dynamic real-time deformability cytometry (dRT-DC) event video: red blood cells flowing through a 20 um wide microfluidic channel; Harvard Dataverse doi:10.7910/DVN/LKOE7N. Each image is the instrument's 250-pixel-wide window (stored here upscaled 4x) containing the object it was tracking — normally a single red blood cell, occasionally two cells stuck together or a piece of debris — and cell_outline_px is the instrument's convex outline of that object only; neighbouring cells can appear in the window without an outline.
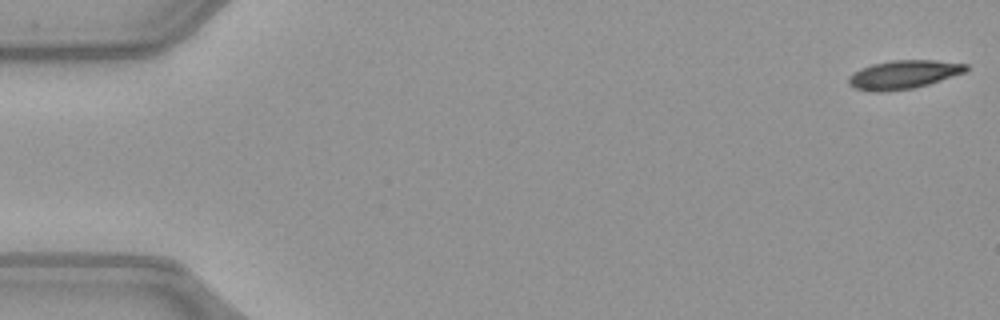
{"species": "common noctule bat (a hibernating species)", "species_latin": "Nyctalus noctula", "temperature_condition": "warm", "stored_images_in_passage": 9, "camera_frame_rate_fps": 3000, "um_per_image_px": 0.085, "animal": {"sex": "female", "body_mass_g": 21.9}, "frame": {"image": 1, "passage_image": 1, "time_ms": 0.0, "image_size_px": [1000, 320], "cell_outline_px": [[968, 68], [964, 72], [916, 88], [888, 92], [876, 92], [852, 88], [848, 84], [848, 76], [860, 68], [872, 64], [892, 60], [936, 60], [968, 64]], "centroid_in_image_um": [76.75, 6.35], "position_along_channel_um": 8.3, "area_um2": 19.71}}